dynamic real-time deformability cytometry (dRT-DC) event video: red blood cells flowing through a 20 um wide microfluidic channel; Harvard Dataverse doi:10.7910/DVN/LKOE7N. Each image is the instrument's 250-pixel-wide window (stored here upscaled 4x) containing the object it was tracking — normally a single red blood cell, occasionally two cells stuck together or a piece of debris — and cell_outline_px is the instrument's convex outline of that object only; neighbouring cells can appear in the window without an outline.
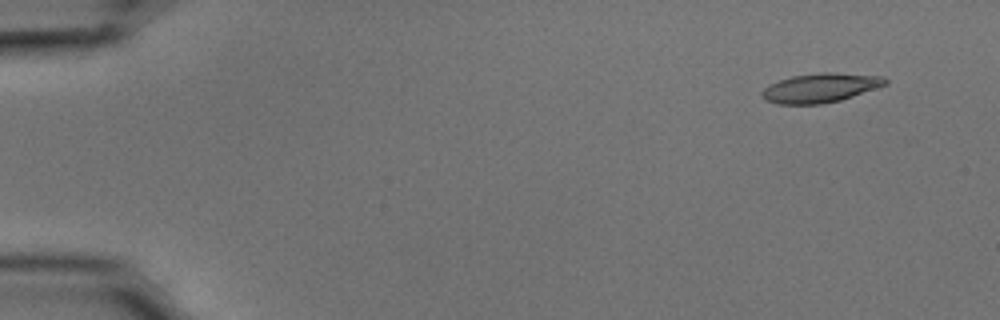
{"species": "common noctule bat (a hibernating species)", "species_latin": "Nyctalus noctula", "temperature_condition": "cold", "stored_images_in_passage": 17, "camera_frame_rate_fps": 3000, "um_per_image_px": 0.085, "animal": {"sex": "male", "body_mass_g": 15.6}, "frame": {"image": 1, "passage_image": 1, "time_ms": 0.0, "image_size_px": [1000, 320], "cell_outline_px": [[888, 84], [840, 100], [820, 104], [780, 104], [764, 100], [760, 92], [768, 84], [792, 76], [824, 72], [832, 72], [884, 76], [888, 80]], "centroid_in_image_um": [69.73, 7.46], "position_along_channel_um": 15.3, "area_um2": 20.98}}
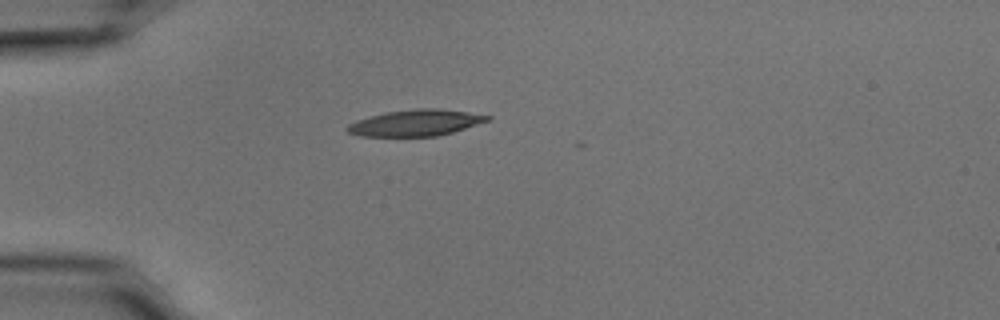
{"frame": {"image": 2, "passage_image": 12, "time_ms": 3.667, "image_size_px": [1000, 320], "cell_outline_px": [[492, 120], [452, 132], [436, 136], [360, 136], [348, 132], [344, 128], [348, 124], [356, 120], [388, 112], [416, 108], [440, 108], [468, 112], [492, 116]], "centroid_in_image_um": [35.36, 10.43], "position_along_channel_um": 49.6, "area_um2": 21.44}}
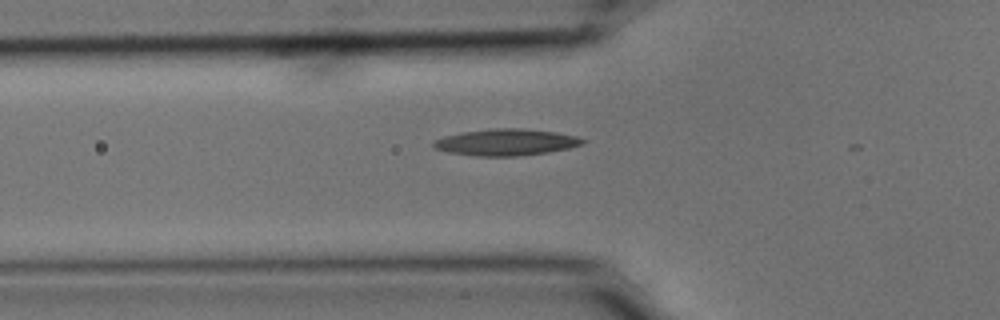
{"frame": {"image": 3, "passage_image": 16, "time_ms": 5.0, "image_size_px": [1000, 320], "cell_outline_px": [[588, 140], [584, 144], [568, 148], [548, 152], [516, 156], [476, 156], [448, 152], [432, 148], [432, 140], [444, 136], [460, 132], [496, 128], [520, 128], [556, 132], [576, 136]], "centroid_in_image_um": [42.99, 12.09], "position_along_channel_um": 82.8, "area_um2": 23.24}}